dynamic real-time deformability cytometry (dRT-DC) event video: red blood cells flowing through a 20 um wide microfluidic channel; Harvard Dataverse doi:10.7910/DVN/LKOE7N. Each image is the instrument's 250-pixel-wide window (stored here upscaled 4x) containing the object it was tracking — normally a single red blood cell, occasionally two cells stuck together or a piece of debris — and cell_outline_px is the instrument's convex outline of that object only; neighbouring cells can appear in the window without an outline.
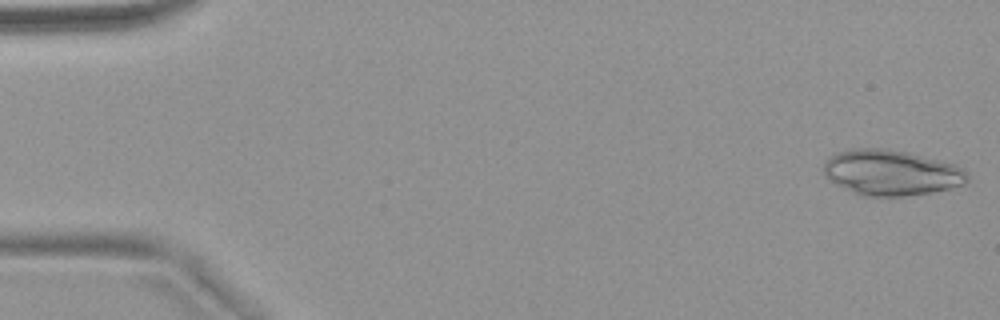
{"species": "common noctule bat (a hibernating species)", "species_latin": "Nyctalus noctula", "temperature_condition": "warm", "stored_images_in_passage": 52, "camera_frame_rate_fps": 3000, "um_per_image_px": 0.085, "animal": {"sex": "female", "body_mass_g": 18.4}, "frame": {"image": 1, "passage_image": 1, "time_ms": 0.0, "image_size_px": [1000, 320], "cell_outline_px": [[968, 180], [964, 184], [948, 188], [928, 192], [904, 196], [860, 196], [828, 180], [824, 176], [824, 160], [828, 156], [836, 152], [852, 148], [888, 148], [908, 152], [952, 164], [964, 168], [968, 172]], "centroid_in_image_um": [75.69, 14.66], "position_along_channel_um": 9.3, "area_um2": 38.26}}
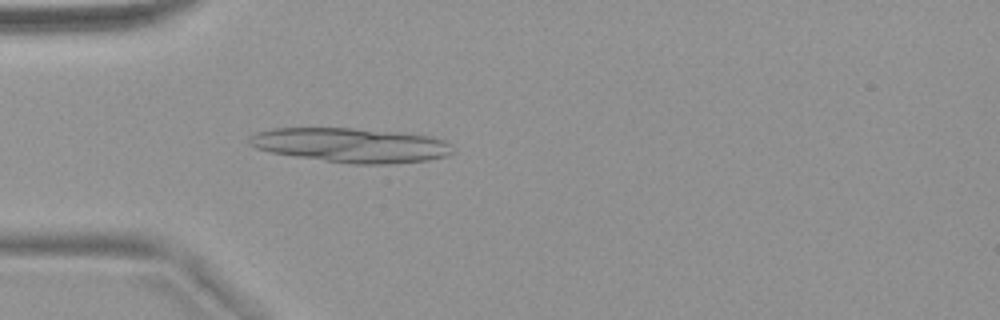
{"frame": {"image": 2, "passage_image": 15, "time_ms": 4.667, "image_size_px": [1000, 320], "cell_outline_px": [[456, 152], [448, 156], [428, 160], [392, 164], [352, 164], [296, 156], [272, 152], [256, 148], [248, 144], [248, 140], [256, 132], [272, 128], [352, 128], [400, 132], [432, 136], [444, 140]], "centroid_in_image_um": [29.89, 12.33], "position_along_channel_um": 55.1, "area_um2": 40.92}}
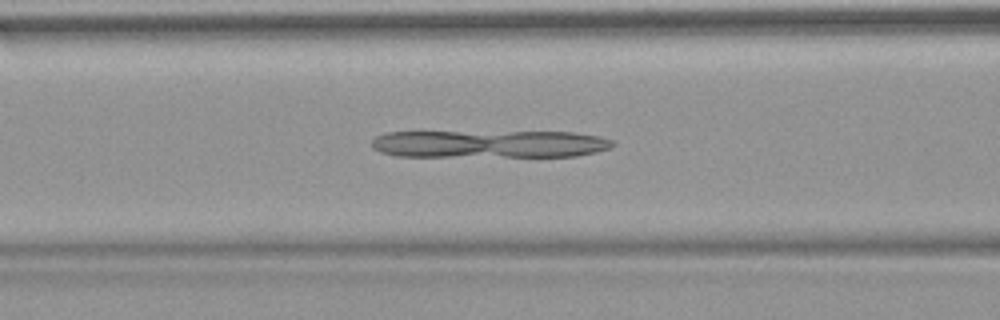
{"frame": {"image": 3, "passage_image": 21, "time_ms": 6.667, "image_size_px": [1000, 320], "cell_outline_px": [[616, 144], [608, 148], [596, 152], [576, 156], [396, 156], [380, 152], [372, 148], [372, 140], [376, 136], [384, 132], [420, 128], [576, 132], [600, 136], [612, 140]], "centroid_in_image_um": [41.43, 12.16], "position_along_channel_um": 125.2, "area_um2": 41.67}}